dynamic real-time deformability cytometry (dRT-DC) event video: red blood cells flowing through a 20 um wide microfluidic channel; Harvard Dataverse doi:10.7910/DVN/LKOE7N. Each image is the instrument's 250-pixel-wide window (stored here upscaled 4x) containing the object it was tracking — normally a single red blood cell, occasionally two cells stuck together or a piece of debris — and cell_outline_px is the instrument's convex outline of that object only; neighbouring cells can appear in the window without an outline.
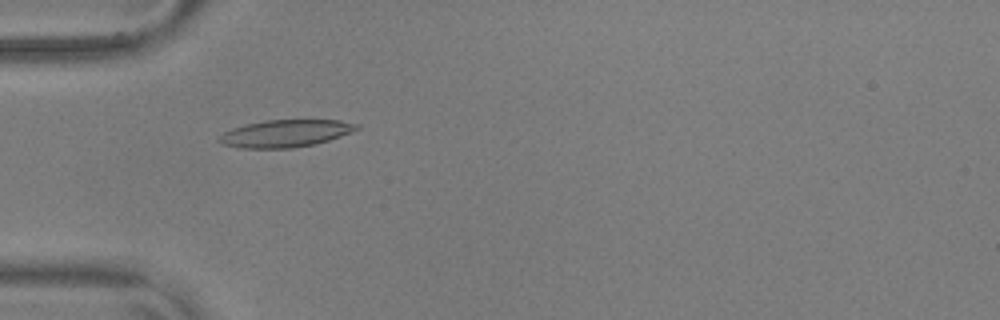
{"species": "common noctule bat (a hibernating species)", "species_latin": "Nyctalus noctula", "temperature_condition": "warm", "stored_images_in_passage": 56, "camera_frame_rate_fps": 3000, "um_per_image_px": 0.085, "animal": {"sex": "male", "body_mass_g": 17.9, "forearm_length_mm": 54.2}, "frame": {"image": 1, "passage_image": 18, "time_ms": 5.667, "image_size_px": [1000, 320], "cell_outline_px": [[360, 128], [352, 132], [316, 144], [292, 148], [240, 148], [224, 144], [216, 140], [224, 132], [232, 128], [264, 120], [340, 120], [360, 124]], "centroid_in_image_um": [24.29, 11.34], "position_along_channel_um": 60.7, "area_um2": 21.85}}
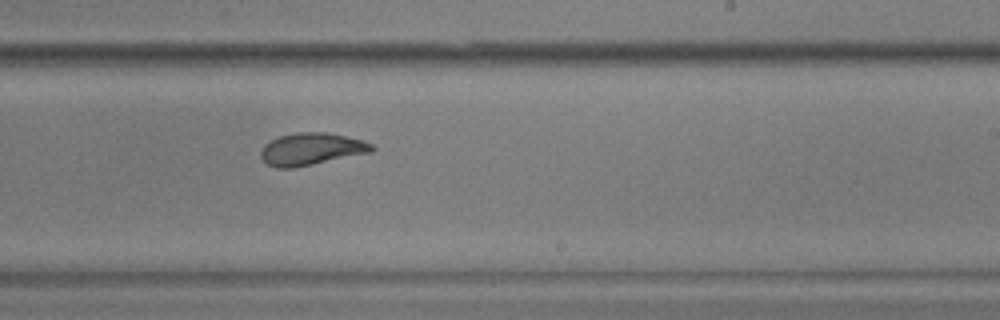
{"frame": {"image": 2, "passage_image": 35, "time_ms": 11.333, "image_size_px": [1000, 320], "cell_outline_px": [[376, 148], [372, 152], [292, 168], [276, 168], [268, 164], [260, 156], [260, 152], [264, 144], [280, 136], [296, 132], [328, 132], [364, 140], [372, 144]], "centroid_in_image_um": [26.48, 12.66], "position_along_channel_um": 262.5, "area_um2": 20.81}}
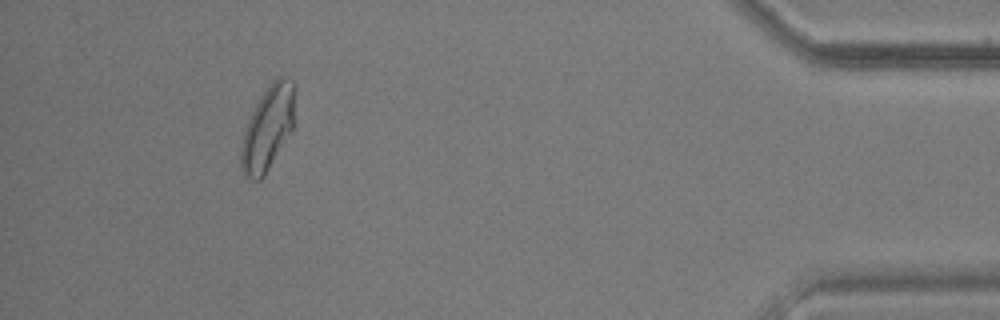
{"frame": {"image": 3, "passage_image": 52, "time_ms": 17.0, "image_size_px": [1000, 320], "cell_outline_px": [[296, 88], [292, 128], [264, 176], [260, 180], [252, 180], [244, 176], [240, 168], [240, 148], [244, 132], [248, 120], [260, 96], [272, 80], [280, 76], [284, 76], [292, 80]], "centroid_in_image_um": [22.75, 10.87], "position_along_channel_um": 412.5, "area_um2": 26.36}, "authors_computed_cell_mechanics": {"area_um2": 21.2704, "velocity_mm_per_s": 3.6223, "shape_relaxation_time_tau1_ms": 4.4887, "shape_relaxation_time_tau2_ms": 1.88, "deformation_change_tau1": 0.1358, "deformation_change_tau2": 0.0768}}